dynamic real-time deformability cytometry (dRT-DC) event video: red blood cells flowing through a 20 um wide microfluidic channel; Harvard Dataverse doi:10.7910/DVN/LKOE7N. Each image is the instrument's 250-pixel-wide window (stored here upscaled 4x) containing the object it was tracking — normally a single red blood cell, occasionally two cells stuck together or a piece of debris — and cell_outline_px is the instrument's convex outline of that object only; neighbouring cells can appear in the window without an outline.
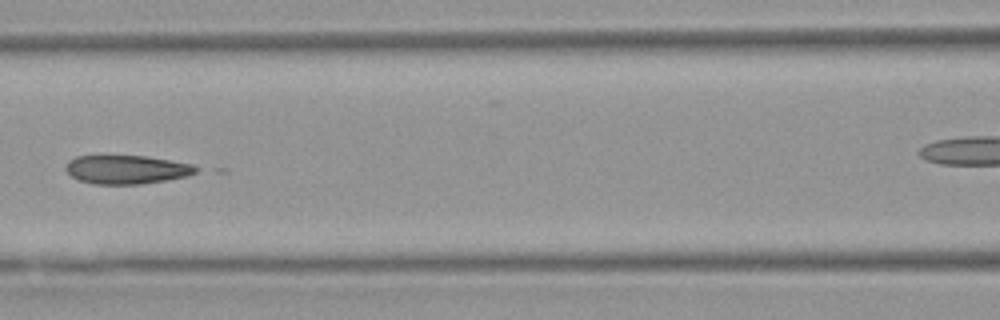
{"species": "Egyptian fruit bat (a non-hibernating species)", "species_latin": "Rousettus aegyptiacus", "temperature_condition": "warm", "stored_images_in_passage": 6, "segment_of_instrument_passage": [1, 2], "camera_frame_rate_fps": 3000, "um_per_image_px": 0.085, "animal": {"sex": "female"}, "frame": {"image": 1, "passage_image": 5, "time_ms": 5.667, "image_size_px": [1000, 320], "cell_outline_px": [[200, 168], [196, 172], [188, 176], [168, 180], [140, 184], [92, 184], [80, 180], [72, 176], [64, 168], [68, 160], [76, 156], [148, 156], [192, 164]], "centroid_in_image_um": [10.78, 14.41], "position_along_channel_um": 155.8, "area_um2": 21.85}}